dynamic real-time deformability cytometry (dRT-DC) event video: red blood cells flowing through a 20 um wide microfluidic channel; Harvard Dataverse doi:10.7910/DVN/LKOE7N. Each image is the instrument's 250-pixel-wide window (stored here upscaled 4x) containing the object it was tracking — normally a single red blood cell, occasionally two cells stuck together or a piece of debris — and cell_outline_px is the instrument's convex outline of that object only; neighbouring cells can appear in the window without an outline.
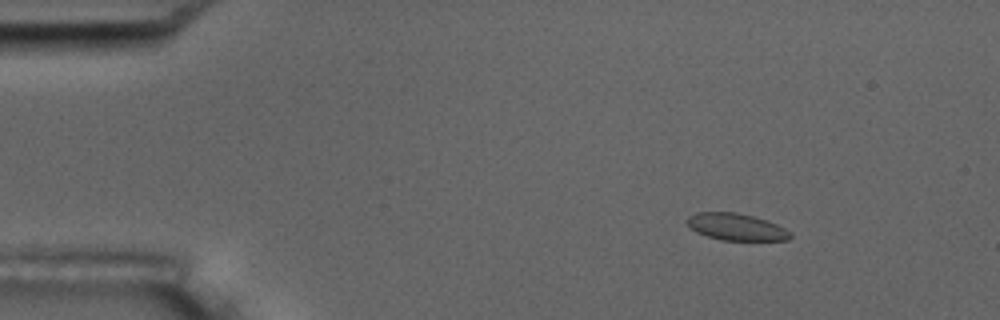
{"species": "common noctule bat (a hibernating species)", "species_latin": "Nyctalus noctula", "temperature_condition": "room temperature", "stored_images_in_passage": 6, "camera_frame_rate_fps": 3000, "um_per_image_px": 0.085, "animal": {"sex": "male", "body_mass_g": 17.5, "forearm_length_mm": 52.3}, "frame": {"image": 1, "passage_image": 3, "time_ms": 2.333, "image_size_px": [1000, 320], "cell_outline_px": [[792, 236], [788, 240], [720, 240], [696, 232], [684, 220], [688, 216], [696, 212], [736, 212], [768, 220], [784, 228]], "centroid_in_image_um": [62.54, 19.28], "position_along_channel_um": 22.5, "area_um2": 16.13}}
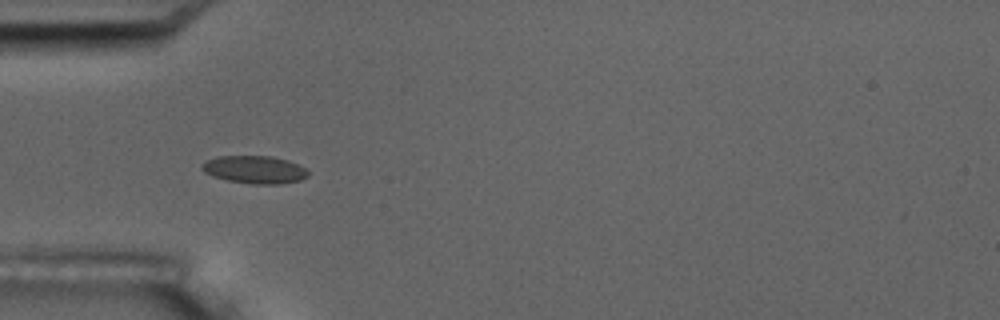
{"frame": {"image": 2, "passage_image": 5, "time_ms": 5.667, "image_size_px": [1000, 320], "cell_outline_px": [[308, 176], [300, 180], [280, 184], [252, 184], [228, 180], [212, 176], [204, 172], [200, 168], [200, 164], [204, 160], [216, 156], [272, 156], [288, 160], [304, 168], [308, 172]], "centroid_in_image_um": [21.58, 14.41], "position_along_channel_um": 63.4, "area_um2": 17.28}}